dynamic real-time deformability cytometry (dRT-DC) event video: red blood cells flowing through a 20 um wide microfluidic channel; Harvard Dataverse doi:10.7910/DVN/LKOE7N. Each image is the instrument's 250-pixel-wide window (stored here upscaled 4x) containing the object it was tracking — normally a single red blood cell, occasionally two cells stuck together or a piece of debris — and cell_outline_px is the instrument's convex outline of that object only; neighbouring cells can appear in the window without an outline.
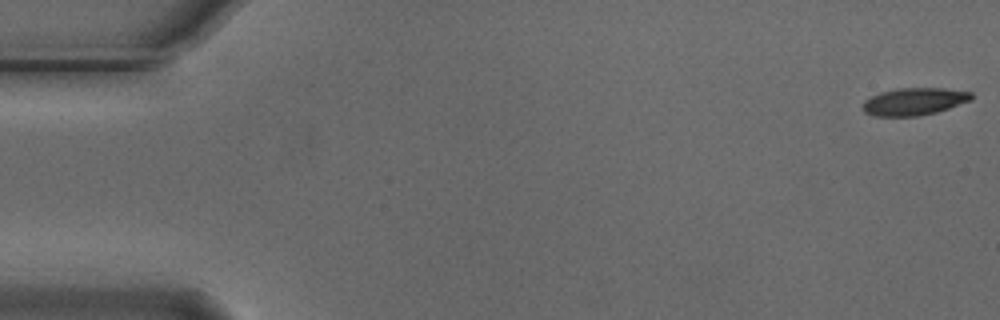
{"species": "Egyptian fruit bat (a non-hibernating species)", "species_latin": "Rousettus aegyptiacus", "temperature_condition": "cold", "stored_images_in_passage": 55, "camera_frame_rate_fps": 3000, "um_per_image_px": 0.085, "animal": {"sex": "male"}, "frame": {"image": 1, "passage_image": 1, "time_ms": 0.0, "image_size_px": [1000, 320], "cell_outline_px": [[972, 100], [936, 112], [920, 116], [872, 116], [864, 112], [864, 100], [880, 92], [896, 88], [944, 88], [972, 92]], "centroid_in_image_um": [77.7, 8.62], "position_along_channel_um": 7.3, "area_um2": 17.34}}
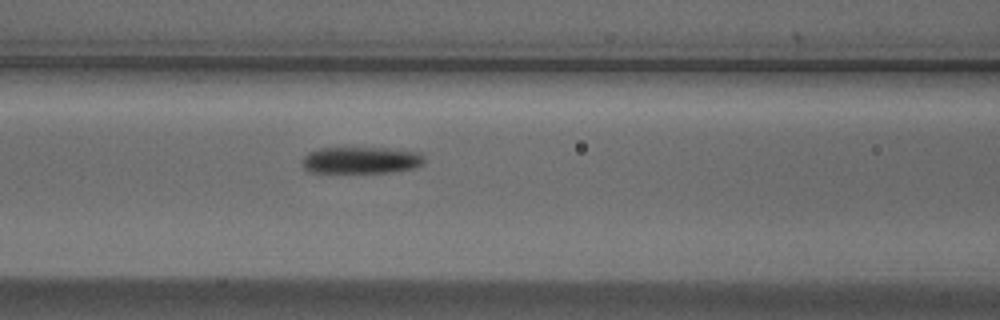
{"frame": {"image": 2, "passage_image": 23, "time_ms": 7.333, "image_size_px": [1000, 320], "cell_outline_px": [[424, 164], [416, 168], [392, 172], [308, 172], [304, 168], [304, 156], [308, 152], [320, 148], [388, 148], [420, 152], [424, 156]], "centroid_in_image_um": [30.75, 13.61], "position_along_channel_um": 135.9, "area_um2": 19.07}}
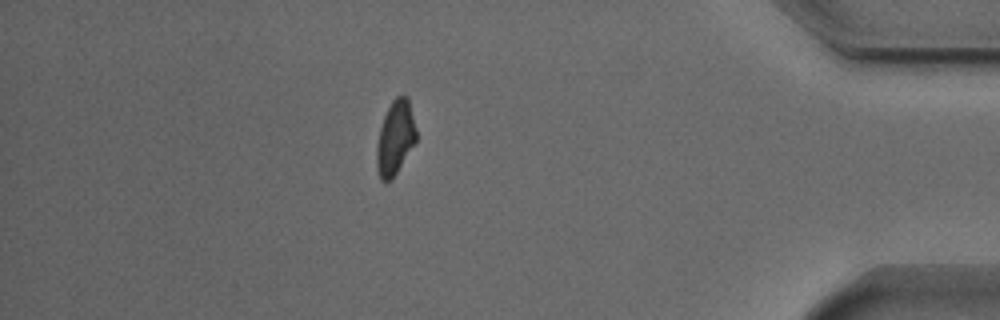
{"frame": {"image": 3, "passage_image": 48, "time_ms": 15.667, "image_size_px": [1000, 320], "cell_outline_px": [[416, 140], [396, 172], [388, 180], [380, 180], [376, 164], [376, 148], [380, 128], [384, 116], [392, 100], [396, 96], [408, 96], [416, 128]], "centroid_in_image_um": [33.59, 11.66], "position_along_channel_um": 401.6, "area_um2": 16.7}, "authors_computed_cell_mechanics": {"area_um2": 18.2648, "velocity_mm_per_s": 3.7203, "shape_relaxation_time_tau1_ms": 2.2315, "shape_relaxation_time_tau2_ms": null, "deformation_change_tau1": 0.1118, "deformation_change_tau2": null}}